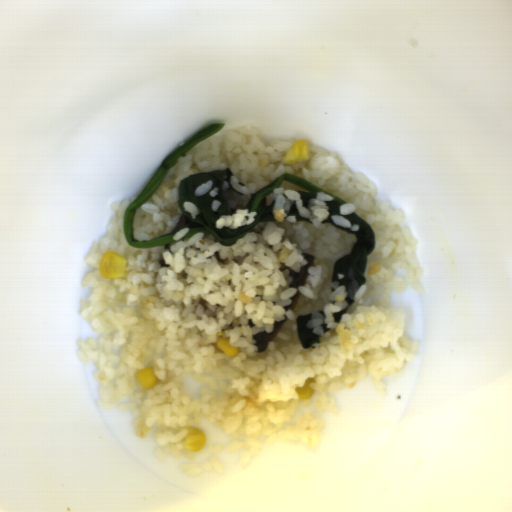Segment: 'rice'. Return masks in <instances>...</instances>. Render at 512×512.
Returning a JSON list of instances; mask_svg holds the SVG:
<instances>
[{
    "label": "rice",
    "mask_w": 512,
    "mask_h": 512,
    "mask_svg": "<svg viewBox=\"0 0 512 512\" xmlns=\"http://www.w3.org/2000/svg\"><path fill=\"white\" fill-rule=\"evenodd\" d=\"M213 185H214L213 180H208V181L204 182L203 184H201L200 186L195 188V190H194L195 197H199V196L207 194L208 192L211 191Z\"/></svg>",
    "instance_id": "8eca5e8b"
},
{
    "label": "rice",
    "mask_w": 512,
    "mask_h": 512,
    "mask_svg": "<svg viewBox=\"0 0 512 512\" xmlns=\"http://www.w3.org/2000/svg\"><path fill=\"white\" fill-rule=\"evenodd\" d=\"M220 205H221V202L219 200H216V199L213 200L212 204H211L212 212H215V213L218 212Z\"/></svg>",
    "instance_id": "e3fd555f"
},
{
    "label": "rice",
    "mask_w": 512,
    "mask_h": 512,
    "mask_svg": "<svg viewBox=\"0 0 512 512\" xmlns=\"http://www.w3.org/2000/svg\"><path fill=\"white\" fill-rule=\"evenodd\" d=\"M180 468L187 477L197 473H214L220 475L225 474L226 471L224 464L215 456L210 457L202 464L188 463L182 465Z\"/></svg>",
    "instance_id": "023b6e5f"
},
{
    "label": "rice",
    "mask_w": 512,
    "mask_h": 512,
    "mask_svg": "<svg viewBox=\"0 0 512 512\" xmlns=\"http://www.w3.org/2000/svg\"><path fill=\"white\" fill-rule=\"evenodd\" d=\"M182 208L183 211L189 213L194 220L200 214V209L193 202L184 201Z\"/></svg>",
    "instance_id": "acb35da6"
},
{
    "label": "rice",
    "mask_w": 512,
    "mask_h": 512,
    "mask_svg": "<svg viewBox=\"0 0 512 512\" xmlns=\"http://www.w3.org/2000/svg\"><path fill=\"white\" fill-rule=\"evenodd\" d=\"M259 132L254 124L226 130L178 158L135 210L134 239L150 241L173 232L183 214L177 205L183 178L229 168L231 184L243 195L223 183L229 215L221 216L216 228L237 229L255 221L256 213L245 208L250 194L288 173L347 202L340 206V216H332L337 225L359 230L344 217L354 213L373 228L375 247L368 256L366 281L360 287L352 269L349 287L340 285L342 274L331 281L333 264L350 254L356 238L322 224L329 214L325 201L332 200L324 192L304 208L297 191L305 190L283 182L266 197L267 205L275 201L277 222L259 223L232 247L204 232L181 240L189 230L184 226L175 231L176 242L133 248L125 239L124 218L139 195L113 201L115 214L108 218L105 234L93 239L85 258L92 270L80 282L82 288L91 287V294L80 301L79 315L100 337L78 339L76 358L96 368L101 410L130 411L138 438L155 430L153 455L159 461L193 460L195 451L187 448L186 436L203 421L233 437L227 450L241 452L242 468L275 440L317 447L325 422L311 413L297 415V406H311L310 399L299 398L297 388L314 379L309 387L317 394L319 414L341 415L331 392L353 388L369 376L374 393L385 398L384 377L400 374L421 351V341L405 335V312L391 302L393 294L406 289L427 292L421 283L418 240L402 225L404 212L379 200L377 184L352 172L338 152L306 143L307 160L285 164L299 139L265 143ZM106 251L125 257L126 277L102 278L99 265ZM303 253L315 255V266L309 267L304 286L290 289L293 278L279 268L285 264L300 272L308 264ZM163 258L168 268H160ZM298 291L297 307L286 312L283 307ZM346 296L355 303L348 305ZM346 308L341 321L334 322L332 313ZM309 313L307 328L321 336L320 343L304 350L296 318ZM285 316L289 320L274 341L257 353L253 335L273 332L274 322ZM221 336L238 346L237 356H225L217 348ZM150 366L158 384L145 391L135 376ZM191 373L203 384L194 400L181 387Z\"/></svg>",
    "instance_id": "652b925c"
},
{
    "label": "rice",
    "mask_w": 512,
    "mask_h": 512,
    "mask_svg": "<svg viewBox=\"0 0 512 512\" xmlns=\"http://www.w3.org/2000/svg\"><path fill=\"white\" fill-rule=\"evenodd\" d=\"M223 449H224V446H222V445H219V446H210L209 445L207 447V451L212 454H218V453L222 452Z\"/></svg>",
    "instance_id": "b023fe2a"
}]
</instances>
